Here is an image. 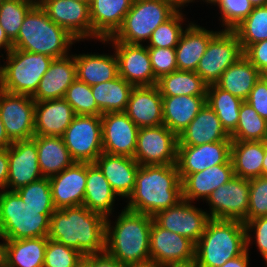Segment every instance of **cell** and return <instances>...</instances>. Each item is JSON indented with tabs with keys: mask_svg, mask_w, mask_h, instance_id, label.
I'll return each mask as SVG.
<instances>
[{
	"mask_svg": "<svg viewBox=\"0 0 267 267\" xmlns=\"http://www.w3.org/2000/svg\"><path fill=\"white\" fill-rule=\"evenodd\" d=\"M106 217L83 205L55 209L48 238L83 256L105 252Z\"/></svg>",
	"mask_w": 267,
	"mask_h": 267,
	"instance_id": "1",
	"label": "cell"
},
{
	"mask_svg": "<svg viewBox=\"0 0 267 267\" xmlns=\"http://www.w3.org/2000/svg\"><path fill=\"white\" fill-rule=\"evenodd\" d=\"M181 200L182 181L177 164L140 165L125 208L153 217Z\"/></svg>",
	"mask_w": 267,
	"mask_h": 267,
	"instance_id": "2",
	"label": "cell"
},
{
	"mask_svg": "<svg viewBox=\"0 0 267 267\" xmlns=\"http://www.w3.org/2000/svg\"><path fill=\"white\" fill-rule=\"evenodd\" d=\"M153 220L148 214L125 207L114 225L106 217L105 252L124 265L151 262L149 239Z\"/></svg>",
	"mask_w": 267,
	"mask_h": 267,
	"instance_id": "3",
	"label": "cell"
},
{
	"mask_svg": "<svg viewBox=\"0 0 267 267\" xmlns=\"http://www.w3.org/2000/svg\"><path fill=\"white\" fill-rule=\"evenodd\" d=\"M245 250L246 229L242 221L210 218L195 244L194 267H220Z\"/></svg>",
	"mask_w": 267,
	"mask_h": 267,
	"instance_id": "4",
	"label": "cell"
},
{
	"mask_svg": "<svg viewBox=\"0 0 267 267\" xmlns=\"http://www.w3.org/2000/svg\"><path fill=\"white\" fill-rule=\"evenodd\" d=\"M76 41L36 3L25 16L19 34L12 43L14 49L44 54L55 59L70 54V48Z\"/></svg>",
	"mask_w": 267,
	"mask_h": 267,
	"instance_id": "5",
	"label": "cell"
},
{
	"mask_svg": "<svg viewBox=\"0 0 267 267\" xmlns=\"http://www.w3.org/2000/svg\"><path fill=\"white\" fill-rule=\"evenodd\" d=\"M55 208H32L15 191L0 190V233L3 240L48 237Z\"/></svg>",
	"mask_w": 267,
	"mask_h": 267,
	"instance_id": "6",
	"label": "cell"
},
{
	"mask_svg": "<svg viewBox=\"0 0 267 267\" xmlns=\"http://www.w3.org/2000/svg\"><path fill=\"white\" fill-rule=\"evenodd\" d=\"M177 10L169 0H134L126 14L121 27L116 33L105 40L118 41L126 44H146L153 31L170 19Z\"/></svg>",
	"mask_w": 267,
	"mask_h": 267,
	"instance_id": "7",
	"label": "cell"
},
{
	"mask_svg": "<svg viewBox=\"0 0 267 267\" xmlns=\"http://www.w3.org/2000/svg\"><path fill=\"white\" fill-rule=\"evenodd\" d=\"M0 66V89L11 93L32 96L53 58L44 54L11 49Z\"/></svg>",
	"mask_w": 267,
	"mask_h": 267,
	"instance_id": "8",
	"label": "cell"
},
{
	"mask_svg": "<svg viewBox=\"0 0 267 267\" xmlns=\"http://www.w3.org/2000/svg\"><path fill=\"white\" fill-rule=\"evenodd\" d=\"M61 137L75 162L94 163L103 153L101 116L76 115Z\"/></svg>",
	"mask_w": 267,
	"mask_h": 267,
	"instance_id": "9",
	"label": "cell"
},
{
	"mask_svg": "<svg viewBox=\"0 0 267 267\" xmlns=\"http://www.w3.org/2000/svg\"><path fill=\"white\" fill-rule=\"evenodd\" d=\"M243 50L233 30H220L208 43L196 73L208 84H215L221 74L240 57Z\"/></svg>",
	"mask_w": 267,
	"mask_h": 267,
	"instance_id": "10",
	"label": "cell"
},
{
	"mask_svg": "<svg viewBox=\"0 0 267 267\" xmlns=\"http://www.w3.org/2000/svg\"><path fill=\"white\" fill-rule=\"evenodd\" d=\"M178 136L164 124L139 128L134 159L139 165L177 163Z\"/></svg>",
	"mask_w": 267,
	"mask_h": 267,
	"instance_id": "11",
	"label": "cell"
},
{
	"mask_svg": "<svg viewBox=\"0 0 267 267\" xmlns=\"http://www.w3.org/2000/svg\"><path fill=\"white\" fill-rule=\"evenodd\" d=\"M150 260L158 266L194 265L195 244L188 238L160 227L150 229Z\"/></svg>",
	"mask_w": 267,
	"mask_h": 267,
	"instance_id": "12",
	"label": "cell"
},
{
	"mask_svg": "<svg viewBox=\"0 0 267 267\" xmlns=\"http://www.w3.org/2000/svg\"><path fill=\"white\" fill-rule=\"evenodd\" d=\"M0 117L12 142L34 137L35 100L30 95L0 89Z\"/></svg>",
	"mask_w": 267,
	"mask_h": 267,
	"instance_id": "13",
	"label": "cell"
},
{
	"mask_svg": "<svg viewBox=\"0 0 267 267\" xmlns=\"http://www.w3.org/2000/svg\"><path fill=\"white\" fill-rule=\"evenodd\" d=\"M249 193L248 179L232 177L206 199V203L210 206L209 218L243 221L247 217Z\"/></svg>",
	"mask_w": 267,
	"mask_h": 267,
	"instance_id": "14",
	"label": "cell"
},
{
	"mask_svg": "<svg viewBox=\"0 0 267 267\" xmlns=\"http://www.w3.org/2000/svg\"><path fill=\"white\" fill-rule=\"evenodd\" d=\"M47 16L63 27L77 42L93 39L90 4L76 0H40Z\"/></svg>",
	"mask_w": 267,
	"mask_h": 267,
	"instance_id": "15",
	"label": "cell"
},
{
	"mask_svg": "<svg viewBox=\"0 0 267 267\" xmlns=\"http://www.w3.org/2000/svg\"><path fill=\"white\" fill-rule=\"evenodd\" d=\"M191 203L182 199L176 205L158 212L153 219L163 229L184 236L196 244L210 218L207 211Z\"/></svg>",
	"mask_w": 267,
	"mask_h": 267,
	"instance_id": "16",
	"label": "cell"
},
{
	"mask_svg": "<svg viewBox=\"0 0 267 267\" xmlns=\"http://www.w3.org/2000/svg\"><path fill=\"white\" fill-rule=\"evenodd\" d=\"M8 180L5 190L17 191L43 175L39 168L35 138L14 141L8 147Z\"/></svg>",
	"mask_w": 267,
	"mask_h": 267,
	"instance_id": "17",
	"label": "cell"
},
{
	"mask_svg": "<svg viewBox=\"0 0 267 267\" xmlns=\"http://www.w3.org/2000/svg\"><path fill=\"white\" fill-rule=\"evenodd\" d=\"M103 152L134 157L139 127L125 112L101 115Z\"/></svg>",
	"mask_w": 267,
	"mask_h": 267,
	"instance_id": "18",
	"label": "cell"
},
{
	"mask_svg": "<svg viewBox=\"0 0 267 267\" xmlns=\"http://www.w3.org/2000/svg\"><path fill=\"white\" fill-rule=\"evenodd\" d=\"M118 60L119 76L134 86L155 85L148 47L110 41Z\"/></svg>",
	"mask_w": 267,
	"mask_h": 267,
	"instance_id": "19",
	"label": "cell"
},
{
	"mask_svg": "<svg viewBox=\"0 0 267 267\" xmlns=\"http://www.w3.org/2000/svg\"><path fill=\"white\" fill-rule=\"evenodd\" d=\"M87 162H74L62 172L49 177L55 209L83 205Z\"/></svg>",
	"mask_w": 267,
	"mask_h": 267,
	"instance_id": "20",
	"label": "cell"
},
{
	"mask_svg": "<svg viewBox=\"0 0 267 267\" xmlns=\"http://www.w3.org/2000/svg\"><path fill=\"white\" fill-rule=\"evenodd\" d=\"M231 143L218 141L198 146L178 145L176 164L179 174H192L225 164L231 157Z\"/></svg>",
	"mask_w": 267,
	"mask_h": 267,
	"instance_id": "21",
	"label": "cell"
},
{
	"mask_svg": "<svg viewBox=\"0 0 267 267\" xmlns=\"http://www.w3.org/2000/svg\"><path fill=\"white\" fill-rule=\"evenodd\" d=\"M179 175L182 181V199L189 202L206 200L219 186L235 176L231 158L225 164H218L201 172Z\"/></svg>",
	"mask_w": 267,
	"mask_h": 267,
	"instance_id": "22",
	"label": "cell"
},
{
	"mask_svg": "<svg viewBox=\"0 0 267 267\" xmlns=\"http://www.w3.org/2000/svg\"><path fill=\"white\" fill-rule=\"evenodd\" d=\"M125 113L139 128L162 125V95L158 86H134Z\"/></svg>",
	"mask_w": 267,
	"mask_h": 267,
	"instance_id": "23",
	"label": "cell"
},
{
	"mask_svg": "<svg viewBox=\"0 0 267 267\" xmlns=\"http://www.w3.org/2000/svg\"><path fill=\"white\" fill-rule=\"evenodd\" d=\"M77 79L75 54L55 58L31 96L35 102L64 98L67 88Z\"/></svg>",
	"mask_w": 267,
	"mask_h": 267,
	"instance_id": "24",
	"label": "cell"
},
{
	"mask_svg": "<svg viewBox=\"0 0 267 267\" xmlns=\"http://www.w3.org/2000/svg\"><path fill=\"white\" fill-rule=\"evenodd\" d=\"M106 177L112 190L121 198H127L135 188L138 162L128 156L103 152L94 162Z\"/></svg>",
	"mask_w": 267,
	"mask_h": 267,
	"instance_id": "25",
	"label": "cell"
},
{
	"mask_svg": "<svg viewBox=\"0 0 267 267\" xmlns=\"http://www.w3.org/2000/svg\"><path fill=\"white\" fill-rule=\"evenodd\" d=\"M75 116L64 98L36 101L34 135L62 136Z\"/></svg>",
	"mask_w": 267,
	"mask_h": 267,
	"instance_id": "26",
	"label": "cell"
},
{
	"mask_svg": "<svg viewBox=\"0 0 267 267\" xmlns=\"http://www.w3.org/2000/svg\"><path fill=\"white\" fill-rule=\"evenodd\" d=\"M134 0H92L90 21L95 41L112 37L121 27Z\"/></svg>",
	"mask_w": 267,
	"mask_h": 267,
	"instance_id": "27",
	"label": "cell"
},
{
	"mask_svg": "<svg viewBox=\"0 0 267 267\" xmlns=\"http://www.w3.org/2000/svg\"><path fill=\"white\" fill-rule=\"evenodd\" d=\"M178 145L198 146L218 141H232L221 122L207 104L178 136Z\"/></svg>",
	"mask_w": 267,
	"mask_h": 267,
	"instance_id": "28",
	"label": "cell"
},
{
	"mask_svg": "<svg viewBox=\"0 0 267 267\" xmlns=\"http://www.w3.org/2000/svg\"><path fill=\"white\" fill-rule=\"evenodd\" d=\"M190 22L175 48L178 70L194 71L204 55L209 41L219 32Z\"/></svg>",
	"mask_w": 267,
	"mask_h": 267,
	"instance_id": "29",
	"label": "cell"
},
{
	"mask_svg": "<svg viewBox=\"0 0 267 267\" xmlns=\"http://www.w3.org/2000/svg\"><path fill=\"white\" fill-rule=\"evenodd\" d=\"M206 104V96H162L163 124L179 136Z\"/></svg>",
	"mask_w": 267,
	"mask_h": 267,
	"instance_id": "30",
	"label": "cell"
},
{
	"mask_svg": "<svg viewBox=\"0 0 267 267\" xmlns=\"http://www.w3.org/2000/svg\"><path fill=\"white\" fill-rule=\"evenodd\" d=\"M48 237L3 240L2 267H43Z\"/></svg>",
	"mask_w": 267,
	"mask_h": 267,
	"instance_id": "31",
	"label": "cell"
},
{
	"mask_svg": "<svg viewBox=\"0 0 267 267\" xmlns=\"http://www.w3.org/2000/svg\"><path fill=\"white\" fill-rule=\"evenodd\" d=\"M117 196L99 167L95 163H87L83 206L105 217H110L114 212L115 199H119Z\"/></svg>",
	"mask_w": 267,
	"mask_h": 267,
	"instance_id": "32",
	"label": "cell"
},
{
	"mask_svg": "<svg viewBox=\"0 0 267 267\" xmlns=\"http://www.w3.org/2000/svg\"><path fill=\"white\" fill-rule=\"evenodd\" d=\"M77 79L93 86L119 76L116 54H75Z\"/></svg>",
	"mask_w": 267,
	"mask_h": 267,
	"instance_id": "33",
	"label": "cell"
},
{
	"mask_svg": "<svg viewBox=\"0 0 267 267\" xmlns=\"http://www.w3.org/2000/svg\"><path fill=\"white\" fill-rule=\"evenodd\" d=\"M261 76L258 69L243 55L221 74L215 84L233 96L246 101Z\"/></svg>",
	"mask_w": 267,
	"mask_h": 267,
	"instance_id": "34",
	"label": "cell"
},
{
	"mask_svg": "<svg viewBox=\"0 0 267 267\" xmlns=\"http://www.w3.org/2000/svg\"><path fill=\"white\" fill-rule=\"evenodd\" d=\"M265 141L232 140L231 161L234 175L244 179L262 176Z\"/></svg>",
	"mask_w": 267,
	"mask_h": 267,
	"instance_id": "35",
	"label": "cell"
},
{
	"mask_svg": "<svg viewBox=\"0 0 267 267\" xmlns=\"http://www.w3.org/2000/svg\"><path fill=\"white\" fill-rule=\"evenodd\" d=\"M36 140L38 163L43 177H51L71 166L75 161L61 136L34 135Z\"/></svg>",
	"mask_w": 267,
	"mask_h": 267,
	"instance_id": "36",
	"label": "cell"
},
{
	"mask_svg": "<svg viewBox=\"0 0 267 267\" xmlns=\"http://www.w3.org/2000/svg\"><path fill=\"white\" fill-rule=\"evenodd\" d=\"M134 85L120 76L91 86L93 97L102 114L125 112Z\"/></svg>",
	"mask_w": 267,
	"mask_h": 267,
	"instance_id": "37",
	"label": "cell"
},
{
	"mask_svg": "<svg viewBox=\"0 0 267 267\" xmlns=\"http://www.w3.org/2000/svg\"><path fill=\"white\" fill-rule=\"evenodd\" d=\"M162 96H206L208 84L194 71L175 70L156 84Z\"/></svg>",
	"mask_w": 267,
	"mask_h": 267,
	"instance_id": "38",
	"label": "cell"
},
{
	"mask_svg": "<svg viewBox=\"0 0 267 267\" xmlns=\"http://www.w3.org/2000/svg\"><path fill=\"white\" fill-rule=\"evenodd\" d=\"M243 100L233 96L216 84L208 85L206 104L217 114L222 127L230 135L237 127Z\"/></svg>",
	"mask_w": 267,
	"mask_h": 267,
	"instance_id": "39",
	"label": "cell"
},
{
	"mask_svg": "<svg viewBox=\"0 0 267 267\" xmlns=\"http://www.w3.org/2000/svg\"><path fill=\"white\" fill-rule=\"evenodd\" d=\"M230 138L239 141H267V120L263 119L247 101H243L237 127L230 134Z\"/></svg>",
	"mask_w": 267,
	"mask_h": 267,
	"instance_id": "40",
	"label": "cell"
},
{
	"mask_svg": "<svg viewBox=\"0 0 267 267\" xmlns=\"http://www.w3.org/2000/svg\"><path fill=\"white\" fill-rule=\"evenodd\" d=\"M233 31L237 34L243 52L252 44L267 40V5L253 11Z\"/></svg>",
	"mask_w": 267,
	"mask_h": 267,
	"instance_id": "41",
	"label": "cell"
},
{
	"mask_svg": "<svg viewBox=\"0 0 267 267\" xmlns=\"http://www.w3.org/2000/svg\"><path fill=\"white\" fill-rule=\"evenodd\" d=\"M35 4L33 0H4L0 4V24L11 42L17 38L25 16Z\"/></svg>",
	"mask_w": 267,
	"mask_h": 267,
	"instance_id": "42",
	"label": "cell"
},
{
	"mask_svg": "<svg viewBox=\"0 0 267 267\" xmlns=\"http://www.w3.org/2000/svg\"><path fill=\"white\" fill-rule=\"evenodd\" d=\"M64 99L71 105L76 115L101 116L91 86L76 79L66 91Z\"/></svg>",
	"mask_w": 267,
	"mask_h": 267,
	"instance_id": "43",
	"label": "cell"
},
{
	"mask_svg": "<svg viewBox=\"0 0 267 267\" xmlns=\"http://www.w3.org/2000/svg\"><path fill=\"white\" fill-rule=\"evenodd\" d=\"M185 15L182 11H177L170 19L163 24H160L152 33L148 40L147 47L159 48H176L179 39L185 30L184 20Z\"/></svg>",
	"mask_w": 267,
	"mask_h": 267,
	"instance_id": "44",
	"label": "cell"
},
{
	"mask_svg": "<svg viewBox=\"0 0 267 267\" xmlns=\"http://www.w3.org/2000/svg\"><path fill=\"white\" fill-rule=\"evenodd\" d=\"M83 260L78 250L48 238L43 267H78Z\"/></svg>",
	"mask_w": 267,
	"mask_h": 267,
	"instance_id": "45",
	"label": "cell"
},
{
	"mask_svg": "<svg viewBox=\"0 0 267 267\" xmlns=\"http://www.w3.org/2000/svg\"><path fill=\"white\" fill-rule=\"evenodd\" d=\"M15 192L32 208H55L49 177H43Z\"/></svg>",
	"mask_w": 267,
	"mask_h": 267,
	"instance_id": "46",
	"label": "cell"
},
{
	"mask_svg": "<svg viewBox=\"0 0 267 267\" xmlns=\"http://www.w3.org/2000/svg\"><path fill=\"white\" fill-rule=\"evenodd\" d=\"M249 207L244 224L249 220L267 216V177L259 176L249 180Z\"/></svg>",
	"mask_w": 267,
	"mask_h": 267,
	"instance_id": "47",
	"label": "cell"
},
{
	"mask_svg": "<svg viewBox=\"0 0 267 267\" xmlns=\"http://www.w3.org/2000/svg\"><path fill=\"white\" fill-rule=\"evenodd\" d=\"M221 13V27L224 30H233L253 11V6L248 0H224L218 5Z\"/></svg>",
	"mask_w": 267,
	"mask_h": 267,
	"instance_id": "48",
	"label": "cell"
},
{
	"mask_svg": "<svg viewBox=\"0 0 267 267\" xmlns=\"http://www.w3.org/2000/svg\"><path fill=\"white\" fill-rule=\"evenodd\" d=\"M155 85L162 76L178 69L175 48L148 47Z\"/></svg>",
	"mask_w": 267,
	"mask_h": 267,
	"instance_id": "49",
	"label": "cell"
},
{
	"mask_svg": "<svg viewBox=\"0 0 267 267\" xmlns=\"http://www.w3.org/2000/svg\"><path fill=\"white\" fill-rule=\"evenodd\" d=\"M246 229V249H249L251 244L256 241V247L262 255L263 260L267 264V216L259 217L253 220H249L245 223ZM253 235L250 234L253 232ZM255 239L253 241V239Z\"/></svg>",
	"mask_w": 267,
	"mask_h": 267,
	"instance_id": "50",
	"label": "cell"
},
{
	"mask_svg": "<svg viewBox=\"0 0 267 267\" xmlns=\"http://www.w3.org/2000/svg\"><path fill=\"white\" fill-rule=\"evenodd\" d=\"M257 113L267 120V75H262L246 100Z\"/></svg>",
	"mask_w": 267,
	"mask_h": 267,
	"instance_id": "51",
	"label": "cell"
},
{
	"mask_svg": "<svg viewBox=\"0 0 267 267\" xmlns=\"http://www.w3.org/2000/svg\"><path fill=\"white\" fill-rule=\"evenodd\" d=\"M243 55L262 75H267V40L250 45Z\"/></svg>",
	"mask_w": 267,
	"mask_h": 267,
	"instance_id": "52",
	"label": "cell"
},
{
	"mask_svg": "<svg viewBox=\"0 0 267 267\" xmlns=\"http://www.w3.org/2000/svg\"><path fill=\"white\" fill-rule=\"evenodd\" d=\"M83 261L89 267H126L106 252L86 255Z\"/></svg>",
	"mask_w": 267,
	"mask_h": 267,
	"instance_id": "53",
	"label": "cell"
},
{
	"mask_svg": "<svg viewBox=\"0 0 267 267\" xmlns=\"http://www.w3.org/2000/svg\"><path fill=\"white\" fill-rule=\"evenodd\" d=\"M8 148L0 149V190L6 189L8 180Z\"/></svg>",
	"mask_w": 267,
	"mask_h": 267,
	"instance_id": "54",
	"label": "cell"
},
{
	"mask_svg": "<svg viewBox=\"0 0 267 267\" xmlns=\"http://www.w3.org/2000/svg\"><path fill=\"white\" fill-rule=\"evenodd\" d=\"M249 249H246L241 255L226 261L220 267H249Z\"/></svg>",
	"mask_w": 267,
	"mask_h": 267,
	"instance_id": "55",
	"label": "cell"
},
{
	"mask_svg": "<svg viewBox=\"0 0 267 267\" xmlns=\"http://www.w3.org/2000/svg\"><path fill=\"white\" fill-rule=\"evenodd\" d=\"M2 49H4L7 54L11 49H13V43L8 39L4 29L1 27L0 24V50Z\"/></svg>",
	"mask_w": 267,
	"mask_h": 267,
	"instance_id": "56",
	"label": "cell"
},
{
	"mask_svg": "<svg viewBox=\"0 0 267 267\" xmlns=\"http://www.w3.org/2000/svg\"><path fill=\"white\" fill-rule=\"evenodd\" d=\"M13 142L9 139L5 127L3 125L2 119L0 117V149L8 148Z\"/></svg>",
	"mask_w": 267,
	"mask_h": 267,
	"instance_id": "57",
	"label": "cell"
},
{
	"mask_svg": "<svg viewBox=\"0 0 267 267\" xmlns=\"http://www.w3.org/2000/svg\"><path fill=\"white\" fill-rule=\"evenodd\" d=\"M169 1L172 3V5L175 7L177 11H182L181 9H183L184 6H188L189 3H192L195 0H169ZM202 1H205V0H202Z\"/></svg>",
	"mask_w": 267,
	"mask_h": 267,
	"instance_id": "58",
	"label": "cell"
},
{
	"mask_svg": "<svg viewBox=\"0 0 267 267\" xmlns=\"http://www.w3.org/2000/svg\"><path fill=\"white\" fill-rule=\"evenodd\" d=\"M262 176L267 177V141H265V155L262 164Z\"/></svg>",
	"mask_w": 267,
	"mask_h": 267,
	"instance_id": "59",
	"label": "cell"
},
{
	"mask_svg": "<svg viewBox=\"0 0 267 267\" xmlns=\"http://www.w3.org/2000/svg\"><path fill=\"white\" fill-rule=\"evenodd\" d=\"M253 7H260V6H266L267 2L266 0H248Z\"/></svg>",
	"mask_w": 267,
	"mask_h": 267,
	"instance_id": "60",
	"label": "cell"
},
{
	"mask_svg": "<svg viewBox=\"0 0 267 267\" xmlns=\"http://www.w3.org/2000/svg\"><path fill=\"white\" fill-rule=\"evenodd\" d=\"M126 267H159L154 262H148L144 264L126 265Z\"/></svg>",
	"mask_w": 267,
	"mask_h": 267,
	"instance_id": "61",
	"label": "cell"
},
{
	"mask_svg": "<svg viewBox=\"0 0 267 267\" xmlns=\"http://www.w3.org/2000/svg\"><path fill=\"white\" fill-rule=\"evenodd\" d=\"M223 1L224 0H205L204 2H206L207 4L217 5L218 6Z\"/></svg>",
	"mask_w": 267,
	"mask_h": 267,
	"instance_id": "62",
	"label": "cell"
},
{
	"mask_svg": "<svg viewBox=\"0 0 267 267\" xmlns=\"http://www.w3.org/2000/svg\"><path fill=\"white\" fill-rule=\"evenodd\" d=\"M0 239L3 241V236L0 233ZM0 260H3V243L0 242Z\"/></svg>",
	"mask_w": 267,
	"mask_h": 267,
	"instance_id": "63",
	"label": "cell"
},
{
	"mask_svg": "<svg viewBox=\"0 0 267 267\" xmlns=\"http://www.w3.org/2000/svg\"><path fill=\"white\" fill-rule=\"evenodd\" d=\"M159 267H194V265H171V266H159Z\"/></svg>",
	"mask_w": 267,
	"mask_h": 267,
	"instance_id": "64",
	"label": "cell"
},
{
	"mask_svg": "<svg viewBox=\"0 0 267 267\" xmlns=\"http://www.w3.org/2000/svg\"><path fill=\"white\" fill-rule=\"evenodd\" d=\"M76 1L84 2L86 4H91L92 0H76Z\"/></svg>",
	"mask_w": 267,
	"mask_h": 267,
	"instance_id": "65",
	"label": "cell"
},
{
	"mask_svg": "<svg viewBox=\"0 0 267 267\" xmlns=\"http://www.w3.org/2000/svg\"><path fill=\"white\" fill-rule=\"evenodd\" d=\"M78 267H89V266L84 261H82Z\"/></svg>",
	"mask_w": 267,
	"mask_h": 267,
	"instance_id": "66",
	"label": "cell"
},
{
	"mask_svg": "<svg viewBox=\"0 0 267 267\" xmlns=\"http://www.w3.org/2000/svg\"><path fill=\"white\" fill-rule=\"evenodd\" d=\"M3 266V260H0V267Z\"/></svg>",
	"mask_w": 267,
	"mask_h": 267,
	"instance_id": "67",
	"label": "cell"
}]
</instances>
